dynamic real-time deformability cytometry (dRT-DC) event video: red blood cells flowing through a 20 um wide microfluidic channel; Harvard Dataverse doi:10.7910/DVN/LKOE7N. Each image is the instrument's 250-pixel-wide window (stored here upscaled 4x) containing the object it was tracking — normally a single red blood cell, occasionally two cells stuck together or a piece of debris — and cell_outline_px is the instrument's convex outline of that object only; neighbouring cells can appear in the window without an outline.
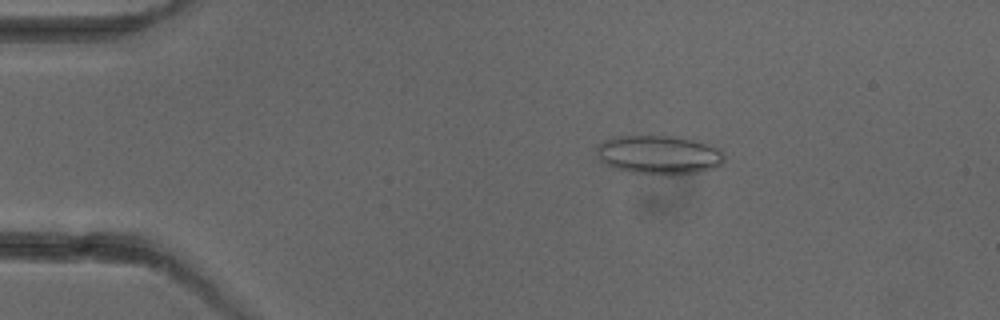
{"species": "common noctule bat (a hibernating species)", "species_latin": "Nyctalus noctula", "temperature_condition": "cold", "stored_images_in_passage": 6, "camera_frame_rate_fps": 3000, "um_per_image_px": 0.085, "animal": {"sex": "female"}, "frame": {"image": 1, "passage_image": 3, "time_ms": 2.333, "image_size_px": [1000, 320], "cell_outline_px": [[724, 160], [716, 168], [696, 172], [668, 176], [628, 172], [612, 168], [604, 164], [600, 160], [596, 152], [596, 148], [604, 140], [616, 136], [684, 136], [720, 148], [724, 152]], "centroid_in_image_um": [56.02, 13.16], "position_along_channel_um": 29.0, "area_um2": 29.59}}